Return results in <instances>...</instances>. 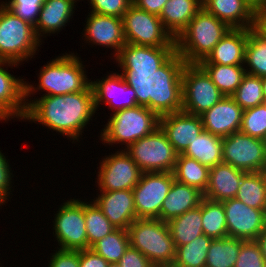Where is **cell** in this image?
I'll list each match as a JSON object with an SVG mask.
<instances>
[{"mask_svg": "<svg viewBox=\"0 0 266 267\" xmlns=\"http://www.w3.org/2000/svg\"><path fill=\"white\" fill-rule=\"evenodd\" d=\"M20 64L0 60V122L11 119L17 121L25 117V81L26 78L15 77L9 68H19ZM5 67V68H4ZM20 78V79H19ZM10 119V120H9Z\"/></svg>", "mask_w": 266, "mask_h": 267, "instance_id": "ac0fdd59", "label": "cell"}, {"mask_svg": "<svg viewBox=\"0 0 266 267\" xmlns=\"http://www.w3.org/2000/svg\"><path fill=\"white\" fill-rule=\"evenodd\" d=\"M175 247L190 243L203 234L201 203L167 222Z\"/></svg>", "mask_w": 266, "mask_h": 267, "instance_id": "83f0119b", "label": "cell"}, {"mask_svg": "<svg viewBox=\"0 0 266 267\" xmlns=\"http://www.w3.org/2000/svg\"><path fill=\"white\" fill-rule=\"evenodd\" d=\"M202 8L230 28H254L256 13L244 0H202Z\"/></svg>", "mask_w": 266, "mask_h": 267, "instance_id": "603a6c76", "label": "cell"}, {"mask_svg": "<svg viewBox=\"0 0 266 267\" xmlns=\"http://www.w3.org/2000/svg\"><path fill=\"white\" fill-rule=\"evenodd\" d=\"M243 111L229 96L221 99L200 117L205 131L223 138L240 130Z\"/></svg>", "mask_w": 266, "mask_h": 267, "instance_id": "ffe728a7", "label": "cell"}, {"mask_svg": "<svg viewBox=\"0 0 266 267\" xmlns=\"http://www.w3.org/2000/svg\"><path fill=\"white\" fill-rule=\"evenodd\" d=\"M249 7L257 13L260 9L266 7V0H244Z\"/></svg>", "mask_w": 266, "mask_h": 267, "instance_id": "f907efd6", "label": "cell"}, {"mask_svg": "<svg viewBox=\"0 0 266 267\" xmlns=\"http://www.w3.org/2000/svg\"><path fill=\"white\" fill-rule=\"evenodd\" d=\"M118 66L122 71H110L102 79L91 81L96 111L102 109L101 104L108 106L112 113L135 107L164 83V69L159 65L128 62Z\"/></svg>", "mask_w": 266, "mask_h": 267, "instance_id": "6da1fadb", "label": "cell"}, {"mask_svg": "<svg viewBox=\"0 0 266 267\" xmlns=\"http://www.w3.org/2000/svg\"><path fill=\"white\" fill-rule=\"evenodd\" d=\"M173 172H144L132 189L137 218L161 219V207L173 181Z\"/></svg>", "mask_w": 266, "mask_h": 267, "instance_id": "5bb4252c", "label": "cell"}, {"mask_svg": "<svg viewBox=\"0 0 266 267\" xmlns=\"http://www.w3.org/2000/svg\"><path fill=\"white\" fill-rule=\"evenodd\" d=\"M235 198L250 207L266 209V172H246Z\"/></svg>", "mask_w": 266, "mask_h": 267, "instance_id": "4dcf8cb0", "label": "cell"}, {"mask_svg": "<svg viewBox=\"0 0 266 267\" xmlns=\"http://www.w3.org/2000/svg\"><path fill=\"white\" fill-rule=\"evenodd\" d=\"M225 96H231L240 85L246 70L244 65L199 64Z\"/></svg>", "mask_w": 266, "mask_h": 267, "instance_id": "f546056e", "label": "cell"}, {"mask_svg": "<svg viewBox=\"0 0 266 267\" xmlns=\"http://www.w3.org/2000/svg\"><path fill=\"white\" fill-rule=\"evenodd\" d=\"M96 196L91 200L117 229L127 230L137 219L132 190L99 191Z\"/></svg>", "mask_w": 266, "mask_h": 267, "instance_id": "d6986e66", "label": "cell"}, {"mask_svg": "<svg viewBox=\"0 0 266 267\" xmlns=\"http://www.w3.org/2000/svg\"><path fill=\"white\" fill-rule=\"evenodd\" d=\"M109 262L95 253L91 248L79 250L80 267H108Z\"/></svg>", "mask_w": 266, "mask_h": 267, "instance_id": "bcb514c9", "label": "cell"}, {"mask_svg": "<svg viewBox=\"0 0 266 267\" xmlns=\"http://www.w3.org/2000/svg\"><path fill=\"white\" fill-rule=\"evenodd\" d=\"M125 151L143 173L173 172L178 157L160 126L131 144Z\"/></svg>", "mask_w": 266, "mask_h": 267, "instance_id": "30bf717a", "label": "cell"}, {"mask_svg": "<svg viewBox=\"0 0 266 267\" xmlns=\"http://www.w3.org/2000/svg\"><path fill=\"white\" fill-rule=\"evenodd\" d=\"M243 241L229 236L213 239L208 249L205 267H234Z\"/></svg>", "mask_w": 266, "mask_h": 267, "instance_id": "836d02e7", "label": "cell"}, {"mask_svg": "<svg viewBox=\"0 0 266 267\" xmlns=\"http://www.w3.org/2000/svg\"><path fill=\"white\" fill-rule=\"evenodd\" d=\"M229 237L256 240L266 228V209H256L232 198L223 201Z\"/></svg>", "mask_w": 266, "mask_h": 267, "instance_id": "e0dca14e", "label": "cell"}, {"mask_svg": "<svg viewBox=\"0 0 266 267\" xmlns=\"http://www.w3.org/2000/svg\"><path fill=\"white\" fill-rule=\"evenodd\" d=\"M51 254L48 267H80L79 266V251L64 250L57 248Z\"/></svg>", "mask_w": 266, "mask_h": 267, "instance_id": "ee69618b", "label": "cell"}, {"mask_svg": "<svg viewBox=\"0 0 266 267\" xmlns=\"http://www.w3.org/2000/svg\"><path fill=\"white\" fill-rule=\"evenodd\" d=\"M203 234L212 239L228 236L223 202L203 197L201 200Z\"/></svg>", "mask_w": 266, "mask_h": 267, "instance_id": "d6a6232c", "label": "cell"}, {"mask_svg": "<svg viewBox=\"0 0 266 267\" xmlns=\"http://www.w3.org/2000/svg\"><path fill=\"white\" fill-rule=\"evenodd\" d=\"M25 102L27 108L23 122L42 124L49 131L53 130L67 137V140H72V144L83 139L84 129L95 120L93 116L95 118L97 113L91 85L85 91L59 96H34L33 100Z\"/></svg>", "mask_w": 266, "mask_h": 267, "instance_id": "7a4b0ae2", "label": "cell"}, {"mask_svg": "<svg viewBox=\"0 0 266 267\" xmlns=\"http://www.w3.org/2000/svg\"><path fill=\"white\" fill-rule=\"evenodd\" d=\"M121 267H155L138 249L128 247L119 261Z\"/></svg>", "mask_w": 266, "mask_h": 267, "instance_id": "f6af8a7d", "label": "cell"}, {"mask_svg": "<svg viewBox=\"0 0 266 267\" xmlns=\"http://www.w3.org/2000/svg\"><path fill=\"white\" fill-rule=\"evenodd\" d=\"M130 246L128 230L115 229L96 242L91 249L109 263L119 262Z\"/></svg>", "mask_w": 266, "mask_h": 267, "instance_id": "8d00e7d4", "label": "cell"}, {"mask_svg": "<svg viewBox=\"0 0 266 267\" xmlns=\"http://www.w3.org/2000/svg\"><path fill=\"white\" fill-rule=\"evenodd\" d=\"M262 141H263V145L265 147V152H266V135L263 137Z\"/></svg>", "mask_w": 266, "mask_h": 267, "instance_id": "db71d44e", "label": "cell"}, {"mask_svg": "<svg viewBox=\"0 0 266 267\" xmlns=\"http://www.w3.org/2000/svg\"><path fill=\"white\" fill-rule=\"evenodd\" d=\"M262 86H263V95L266 103V77L261 78Z\"/></svg>", "mask_w": 266, "mask_h": 267, "instance_id": "816d5d0a", "label": "cell"}, {"mask_svg": "<svg viewBox=\"0 0 266 267\" xmlns=\"http://www.w3.org/2000/svg\"><path fill=\"white\" fill-rule=\"evenodd\" d=\"M122 19L127 55L134 62L159 65L164 69L174 61L175 39L159 16L132 4Z\"/></svg>", "mask_w": 266, "mask_h": 267, "instance_id": "3957f363", "label": "cell"}, {"mask_svg": "<svg viewBox=\"0 0 266 267\" xmlns=\"http://www.w3.org/2000/svg\"><path fill=\"white\" fill-rule=\"evenodd\" d=\"M203 197V192L198 188L174 180L166 198L163 200L161 220L168 222L186 211L196 208L200 205Z\"/></svg>", "mask_w": 266, "mask_h": 267, "instance_id": "d4e9b609", "label": "cell"}, {"mask_svg": "<svg viewBox=\"0 0 266 267\" xmlns=\"http://www.w3.org/2000/svg\"><path fill=\"white\" fill-rule=\"evenodd\" d=\"M212 238L205 234L190 243L177 246L173 267H205L208 249Z\"/></svg>", "mask_w": 266, "mask_h": 267, "instance_id": "e575fe53", "label": "cell"}, {"mask_svg": "<svg viewBox=\"0 0 266 267\" xmlns=\"http://www.w3.org/2000/svg\"><path fill=\"white\" fill-rule=\"evenodd\" d=\"M118 150L98 162L95 181L98 191L132 190L141 178L143 172L130 155L122 148Z\"/></svg>", "mask_w": 266, "mask_h": 267, "instance_id": "4fadbf2b", "label": "cell"}, {"mask_svg": "<svg viewBox=\"0 0 266 267\" xmlns=\"http://www.w3.org/2000/svg\"><path fill=\"white\" fill-rule=\"evenodd\" d=\"M231 28L203 8L175 39L174 61L199 63Z\"/></svg>", "mask_w": 266, "mask_h": 267, "instance_id": "52a82bcc", "label": "cell"}, {"mask_svg": "<svg viewBox=\"0 0 266 267\" xmlns=\"http://www.w3.org/2000/svg\"><path fill=\"white\" fill-rule=\"evenodd\" d=\"M4 154L0 150V204L2 206L6 205L5 203H8L9 199L12 198L10 195L13 192L11 190H13L12 183L15 177L10 167V160H7Z\"/></svg>", "mask_w": 266, "mask_h": 267, "instance_id": "7bdbcfd3", "label": "cell"}, {"mask_svg": "<svg viewBox=\"0 0 266 267\" xmlns=\"http://www.w3.org/2000/svg\"><path fill=\"white\" fill-rule=\"evenodd\" d=\"M54 211L52 221L54 242L64 250L88 249L87 231L84 220V201L79 198L64 200Z\"/></svg>", "mask_w": 266, "mask_h": 267, "instance_id": "7c38bea8", "label": "cell"}, {"mask_svg": "<svg viewBox=\"0 0 266 267\" xmlns=\"http://www.w3.org/2000/svg\"><path fill=\"white\" fill-rule=\"evenodd\" d=\"M223 138L203 130L198 138L190 140L183 155L209 168L223 163Z\"/></svg>", "mask_w": 266, "mask_h": 267, "instance_id": "4316f807", "label": "cell"}, {"mask_svg": "<svg viewBox=\"0 0 266 267\" xmlns=\"http://www.w3.org/2000/svg\"><path fill=\"white\" fill-rule=\"evenodd\" d=\"M164 85L171 103L197 116L225 97L198 63L173 61L164 68Z\"/></svg>", "mask_w": 266, "mask_h": 267, "instance_id": "277c9868", "label": "cell"}, {"mask_svg": "<svg viewBox=\"0 0 266 267\" xmlns=\"http://www.w3.org/2000/svg\"><path fill=\"white\" fill-rule=\"evenodd\" d=\"M244 67L248 74L266 77V37L255 27L249 28Z\"/></svg>", "mask_w": 266, "mask_h": 267, "instance_id": "1f68e13d", "label": "cell"}, {"mask_svg": "<svg viewBox=\"0 0 266 267\" xmlns=\"http://www.w3.org/2000/svg\"><path fill=\"white\" fill-rule=\"evenodd\" d=\"M255 28L266 37V7L256 13Z\"/></svg>", "mask_w": 266, "mask_h": 267, "instance_id": "c3c4849f", "label": "cell"}, {"mask_svg": "<svg viewBox=\"0 0 266 267\" xmlns=\"http://www.w3.org/2000/svg\"><path fill=\"white\" fill-rule=\"evenodd\" d=\"M90 12L123 18L133 0H88Z\"/></svg>", "mask_w": 266, "mask_h": 267, "instance_id": "b9f144b4", "label": "cell"}, {"mask_svg": "<svg viewBox=\"0 0 266 267\" xmlns=\"http://www.w3.org/2000/svg\"><path fill=\"white\" fill-rule=\"evenodd\" d=\"M256 242L258 243V245L261 249L263 258L266 261V228L256 238Z\"/></svg>", "mask_w": 266, "mask_h": 267, "instance_id": "681fc988", "label": "cell"}, {"mask_svg": "<svg viewBox=\"0 0 266 267\" xmlns=\"http://www.w3.org/2000/svg\"><path fill=\"white\" fill-rule=\"evenodd\" d=\"M76 3L73 0H45L41 7L34 31L37 38L43 39L51 34H57L73 19ZM47 34V35H46Z\"/></svg>", "mask_w": 266, "mask_h": 267, "instance_id": "7402d4cb", "label": "cell"}, {"mask_svg": "<svg viewBox=\"0 0 266 267\" xmlns=\"http://www.w3.org/2000/svg\"><path fill=\"white\" fill-rule=\"evenodd\" d=\"M130 246L138 249L155 267H170L176 247L167 222L137 218L128 227Z\"/></svg>", "mask_w": 266, "mask_h": 267, "instance_id": "ba28073f", "label": "cell"}, {"mask_svg": "<svg viewBox=\"0 0 266 267\" xmlns=\"http://www.w3.org/2000/svg\"><path fill=\"white\" fill-rule=\"evenodd\" d=\"M108 267H121V265L119 264V262H114V263H109Z\"/></svg>", "mask_w": 266, "mask_h": 267, "instance_id": "f5cc1de1", "label": "cell"}, {"mask_svg": "<svg viewBox=\"0 0 266 267\" xmlns=\"http://www.w3.org/2000/svg\"><path fill=\"white\" fill-rule=\"evenodd\" d=\"M209 172V167L183 154H178L176 165L173 170L176 181L196 187L203 193L208 186Z\"/></svg>", "mask_w": 266, "mask_h": 267, "instance_id": "f1b7e54d", "label": "cell"}, {"mask_svg": "<svg viewBox=\"0 0 266 267\" xmlns=\"http://www.w3.org/2000/svg\"><path fill=\"white\" fill-rule=\"evenodd\" d=\"M223 163L244 172H265L266 152L263 141L240 131L223 137Z\"/></svg>", "mask_w": 266, "mask_h": 267, "instance_id": "9a60e30c", "label": "cell"}, {"mask_svg": "<svg viewBox=\"0 0 266 267\" xmlns=\"http://www.w3.org/2000/svg\"><path fill=\"white\" fill-rule=\"evenodd\" d=\"M42 42L34 26L14 15L3 4L0 6V60L24 64L31 60Z\"/></svg>", "mask_w": 266, "mask_h": 267, "instance_id": "9c48e42d", "label": "cell"}, {"mask_svg": "<svg viewBox=\"0 0 266 267\" xmlns=\"http://www.w3.org/2000/svg\"><path fill=\"white\" fill-rule=\"evenodd\" d=\"M234 267H266L256 240L243 241Z\"/></svg>", "mask_w": 266, "mask_h": 267, "instance_id": "60d3db41", "label": "cell"}, {"mask_svg": "<svg viewBox=\"0 0 266 267\" xmlns=\"http://www.w3.org/2000/svg\"><path fill=\"white\" fill-rule=\"evenodd\" d=\"M168 100L163 83L144 103L111 113L107 123L101 125L104 127L99 131V140L106 147L120 144L126 150L159 127L160 113Z\"/></svg>", "mask_w": 266, "mask_h": 267, "instance_id": "5b68a950", "label": "cell"}, {"mask_svg": "<svg viewBox=\"0 0 266 267\" xmlns=\"http://www.w3.org/2000/svg\"><path fill=\"white\" fill-rule=\"evenodd\" d=\"M249 28H231L198 64L244 65Z\"/></svg>", "mask_w": 266, "mask_h": 267, "instance_id": "44dd1931", "label": "cell"}, {"mask_svg": "<svg viewBox=\"0 0 266 267\" xmlns=\"http://www.w3.org/2000/svg\"><path fill=\"white\" fill-rule=\"evenodd\" d=\"M202 9V0H168L159 16L165 29L176 39Z\"/></svg>", "mask_w": 266, "mask_h": 267, "instance_id": "484cf974", "label": "cell"}, {"mask_svg": "<svg viewBox=\"0 0 266 267\" xmlns=\"http://www.w3.org/2000/svg\"><path fill=\"white\" fill-rule=\"evenodd\" d=\"M245 173L230 164H217L210 168L209 182L203 196L220 202L235 198Z\"/></svg>", "mask_w": 266, "mask_h": 267, "instance_id": "cb8c5ba5", "label": "cell"}, {"mask_svg": "<svg viewBox=\"0 0 266 267\" xmlns=\"http://www.w3.org/2000/svg\"><path fill=\"white\" fill-rule=\"evenodd\" d=\"M84 199V220L86 224L88 249L103 237L112 233L114 227L100 208L91 200Z\"/></svg>", "mask_w": 266, "mask_h": 267, "instance_id": "d590c367", "label": "cell"}, {"mask_svg": "<svg viewBox=\"0 0 266 267\" xmlns=\"http://www.w3.org/2000/svg\"><path fill=\"white\" fill-rule=\"evenodd\" d=\"M240 132L263 139L266 135V103L243 111Z\"/></svg>", "mask_w": 266, "mask_h": 267, "instance_id": "f35d334b", "label": "cell"}, {"mask_svg": "<svg viewBox=\"0 0 266 267\" xmlns=\"http://www.w3.org/2000/svg\"><path fill=\"white\" fill-rule=\"evenodd\" d=\"M230 97L243 110L265 103L261 77L246 73Z\"/></svg>", "mask_w": 266, "mask_h": 267, "instance_id": "74e56055", "label": "cell"}, {"mask_svg": "<svg viewBox=\"0 0 266 267\" xmlns=\"http://www.w3.org/2000/svg\"><path fill=\"white\" fill-rule=\"evenodd\" d=\"M167 1L168 0H133V4H135L139 9L160 16Z\"/></svg>", "mask_w": 266, "mask_h": 267, "instance_id": "7dc6e473", "label": "cell"}, {"mask_svg": "<svg viewBox=\"0 0 266 267\" xmlns=\"http://www.w3.org/2000/svg\"><path fill=\"white\" fill-rule=\"evenodd\" d=\"M86 25L82 31V40L90 47L113 49L109 57H113L115 64L134 62L127 55V45L124 36L123 19L90 12L86 17ZM84 32V33H83ZM91 43V44H90ZM95 45V46H94Z\"/></svg>", "mask_w": 266, "mask_h": 267, "instance_id": "8fae6325", "label": "cell"}, {"mask_svg": "<svg viewBox=\"0 0 266 267\" xmlns=\"http://www.w3.org/2000/svg\"><path fill=\"white\" fill-rule=\"evenodd\" d=\"M2 2L14 15L35 26L45 0H5Z\"/></svg>", "mask_w": 266, "mask_h": 267, "instance_id": "ab89813d", "label": "cell"}, {"mask_svg": "<svg viewBox=\"0 0 266 267\" xmlns=\"http://www.w3.org/2000/svg\"><path fill=\"white\" fill-rule=\"evenodd\" d=\"M159 126L178 154H182L189 141L198 138L204 130L200 116L183 112L169 100L161 110Z\"/></svg>", "mask_w": 266, "mask_h": 267, "instance_id": "2e32d148", "label": "cell"}, {"mask_svg": "<svg viewBox=\"0 0 266 267\" xmlns=\"http://www.w3.org/2000/svg\"><path fill=\"white\" fill-rule=\"evenodd\" d=\"M84 64L78 53L66 51L65 54H59L41 66L39 74H36L38 85L25 81V100L33 99L31 95L33 97L39 91L45 92L41 96H59L85 91L92 80L88 79Z\"/></svg>", "mask_w": 266, "mask_h": 267, "instance_id": "8992f818", "label": "cell"}]
</instances>
